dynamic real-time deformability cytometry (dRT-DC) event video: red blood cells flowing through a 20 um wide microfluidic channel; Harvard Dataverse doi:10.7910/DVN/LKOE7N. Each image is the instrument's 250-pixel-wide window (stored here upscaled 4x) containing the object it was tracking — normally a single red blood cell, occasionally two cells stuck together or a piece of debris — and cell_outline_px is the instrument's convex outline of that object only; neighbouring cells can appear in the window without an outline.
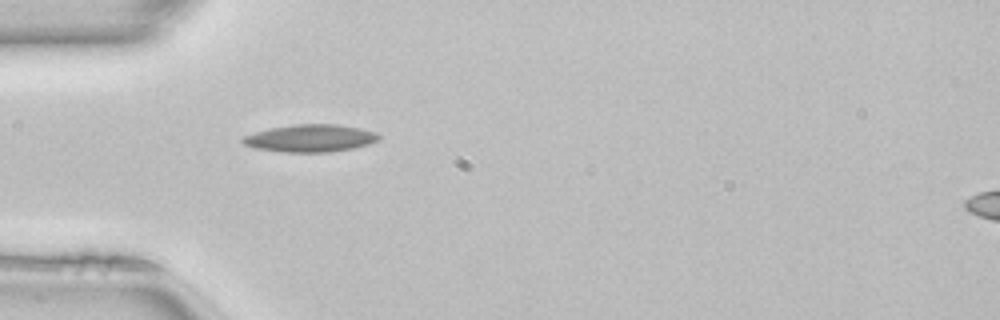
{"species": "common noctule bat (a hibernating species)", "species_latin": "Nyctalus noctula", "temperature_condition": "room temperature", "stored_images_in_passage": 33, "camera_frame_rate_fps": 3000, "um_per_image_px": 0.085, "animal": {"sex": "female", "body_mass_g": 22.7, "forearm_length_mm": 54.2}, "frame": {"image": 1, "passage_image": 1, "time_ms": 0.0, "image_size_px": [1000, 320], "cell_outline_px": [[380, 136], [376, 140], [368, 144], [352, 148], [328, 152], [284, 152], [252, 148], [244, 144], [240, 140], [244, 136], [256, 132], [272, 128], [292, 124], [336, 124], [360, 128], [376, 132]], "centroid_in_image_um": [26.35, 11.75], "position_along_channel_um": 58.7, "area_um2": 21.62}}